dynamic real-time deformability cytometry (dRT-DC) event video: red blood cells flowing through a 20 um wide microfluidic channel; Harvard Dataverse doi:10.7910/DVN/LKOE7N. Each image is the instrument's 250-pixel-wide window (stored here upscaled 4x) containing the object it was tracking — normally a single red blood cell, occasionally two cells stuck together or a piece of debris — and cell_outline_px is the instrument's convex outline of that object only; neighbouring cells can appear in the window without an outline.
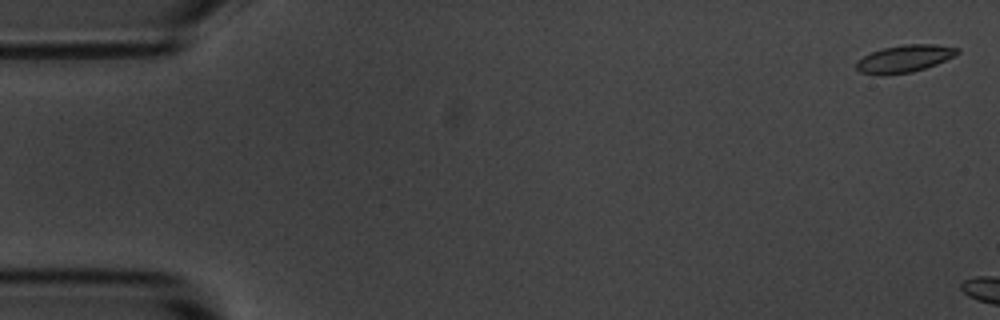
{"species": "common noctule bat (a hibernating species)", "species_latin": "Nyctalus noctula", "temperature_condition": "room temperature", "stored_images_in_passage": 6, "camera_frame_rate_fps": 3000, "um_per_image_px": 0.085, "animal": {"sex": "male", "body_mass_g": 20.1, "forearm_length_mm": 53.5}, "frame": {"image": 1, "passage_image": 2, "time_ms": 0.333, "image_size_px": [1000, 320], "cell_outline_px": [[960, 52], [936, 64], [912, 72], [884, 76], [880, 76], [860, 72], [856, 68], [856, 60], [872, 52], [884, 48], [904, 44], [936, 44], [960, 48]], "centroid_in_image_um": [76.85, 5.0], "position_along_channel_um": 8.2, "area_um2": 16.13}}